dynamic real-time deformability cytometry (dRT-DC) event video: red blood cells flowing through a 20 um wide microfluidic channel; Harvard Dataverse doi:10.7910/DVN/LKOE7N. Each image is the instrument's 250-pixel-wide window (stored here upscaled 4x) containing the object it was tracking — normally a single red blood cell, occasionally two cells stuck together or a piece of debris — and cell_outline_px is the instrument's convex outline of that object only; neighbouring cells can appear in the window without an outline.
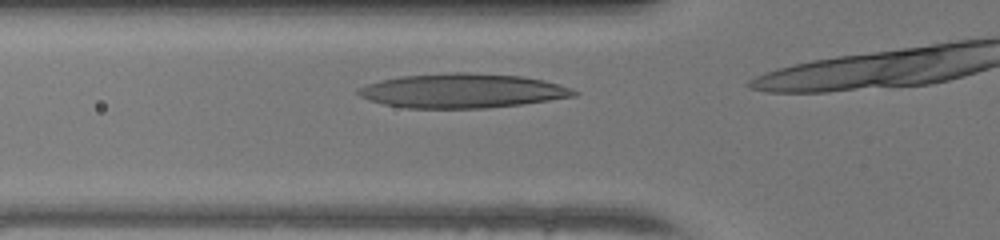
{"species": "human", "species_latin": "Homo sapiens", "temperature_condition": "warm", "stored_images_in_passage": 7, "camera_frame_rate_fps": 3000, "um_per_image_px": 0.085, "donor": {"sex": "female"}, "frame": {"image": 1, "passage_image": 3, "time_ms": 0.667, "image_size_px": [1000, 240], "cell_outline_px": [[580, 92], [576, 96], [520, 104], [484, 108], [404, 108], [384, 104], [368, 100], [360, 96], [356, 92], [356, 88], [380, 80], [400, 76], [448, 72], [468, 72], [524, 76], [544, 80], [560, 84]], "centroid_in_image_um": [39.28, 7.71], "position_along_channel_um": 86.5, "area_um2": 43.35}}
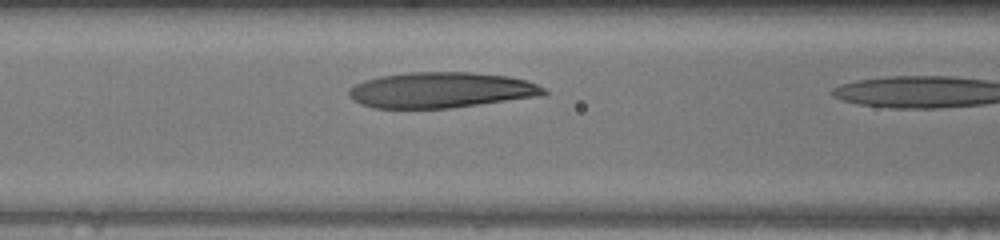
{"frame": {"image": 2, "passage_image": 6, "time_ms": 1.667, "image_size_px": [1000, 240], "cell_outline_px": [[548, 92], [544, 96], [452, 108], [372, 108], [360, 104], [352, 100], [348, 96], [348, 88], [364, 80], [380, 76], [408, 72], [472, 72], [508, 76], [528, 80], [544, 88]], "centroid_in_image_um": [37.5, 7.66], "position_along_channel_um": 129.1, "area_um2": 41.04}}